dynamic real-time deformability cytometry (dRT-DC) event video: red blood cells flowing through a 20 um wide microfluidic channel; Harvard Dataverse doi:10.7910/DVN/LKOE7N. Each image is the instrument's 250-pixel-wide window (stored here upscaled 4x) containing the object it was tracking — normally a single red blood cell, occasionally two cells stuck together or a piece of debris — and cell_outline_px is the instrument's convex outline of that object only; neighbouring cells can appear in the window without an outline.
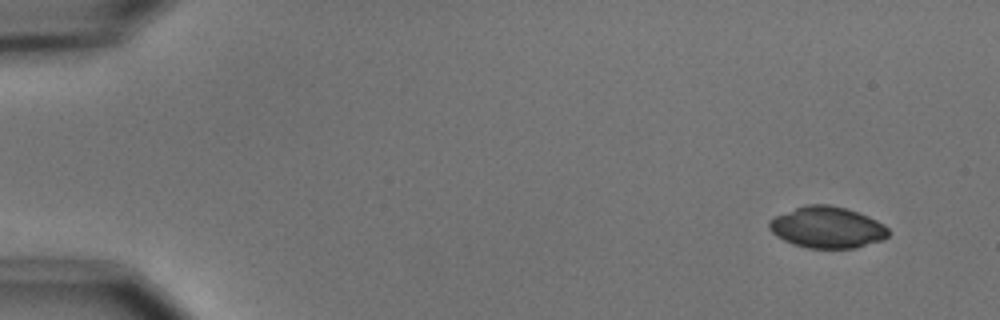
{"species": "common noctule bat (a hibernating species)", "species_latin": "Nyctalus noctula", "temperature_condition": "cold", "stored_images_in_passage": 5, "camera_frame_rate_fps": 3000, "um_per_image_px": 0.085, "animal": {"sex": "male", "body_mass_g": 15.6}, "frame": {"image": 1, "passage_image": 1, "time_ms": 0.0, "image_size_px": [1000, 320], "cell_outline_px": [[888, 236], [884, 240], [856, 248], [808, 248], [792, 244], [776, 236], [768, 228], [768, 220], [776, 216], [804, 204], [828, 204], [848, 208], [868, 216], [884, 224], [888, 228]], "centroid_in_image_um": [70.31, 19.32], "position_along_channel_um": 14.7, "area_um2": 29.02}}